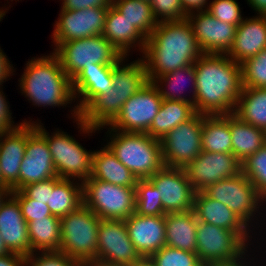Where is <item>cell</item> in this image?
Masks as SVG:
<instances>
[{
	"instance_id": "6da1fadb",
	"label": "cell",
	"mask_w": 266,
	"mask_h": 266,
	"mask_svg": "<svg viewBox=\"0 0 266 266\" xmlns=\"http://www.w3.org/2000/svg\"><path fill=\"white\" fill-rule=\"evenodd\" d=\"M197 113L227 115L234 112L242 91L241 65L226 54H203L195 63Z\"/></svg>"
},
{
	"instance_id": "ab89813d",
	"label": "cell",
	"mask_w": 266,
	"mask_h": 266,
	"mask_svg": "<svg viewBox=\"0 0 266 266\" xmlns=\"http://www.w3.org/2000/svg\"><path fill=\"white\" fill-rule=\"evenodd\" d=\"M242 86L266 88V48L241 64Z\"/></svg>"
},
{
	"instance_id": "94428289",
	"label": "cell",
	"mask_w": 266,
	"mask_h": 266,
	"mask_svg": "<svg viewBox=\"0 0 266 266\" xmlns=\"http://www.w3.org/2000/svg\"><path fill=\"white\" fill-rule=\"evenodd\" d=\"M0 186H5V185L2 183L1 172H0Z\"/></svg>"
},
{
	"instance_id": "d6986e66",
	"label": "cell",
	"mask_w": 266,
	"mask_h": 266,
	"mask_svg": "<svg viewBox=\"0 0 266 266\" xmlns=\"http://www.w3.org/2000/svg\"><path fill=\"white\" fill-rule=\"evenodd\" d=\"M186 19L190 23L196 41L203 53H228L235 38L236 25L217 20L207 11L191 13Z\"/></svg>"
},
{
	"instance_id": "7402d4cb",
	"label": "cell",
	"mask_w": 266,
	"mask_h": 266,
	"mask_svg": "<svg viewBox=\"0 0 266 266\" xmlns=\"http://www.w3.org/2000/svg\"><path fill=\"white\" fill-rule=\"evenodd\" d=\"M0 234L10 252L24 257L32 254L28 224L18 200L12 194L0 207Z\"/></svg>"
},
{
	"instance_id": "8992f818",
	"label": "cell",
	"mask_w": 266,
	"mask_h": 266,
	"mask_svg": "<svg viewBox=\"0 0 266 266\" xmlns=\"http://www.w3.org/2000/svg\"><path fill=\"white\" fill-rule=\"evenodd\" d=\"M100 221L84 204L61 217L60 251L76 262L88 263L95 260Z\"/></svg>"
},
{
	"instance_id": "9f6ffc18",
	"label": "cell",
	"mask_w": 266,
	"mask_h": 266,
	"mask_svg": "<svg viewBox=\"0 0 266 266\" xmlns=\"http://www.w3.org/2000/svg\"><path fill=\"white\" fill-rule=\"evenodd\" d=\"M10 251L8 250V248L6 247L4 241H3V238L0 234V256L2 255H6V254H9Z\"/></svg>"
},
{
	"instance_id": "52a82bcc",
	"label": "cell",
	"mask_w": 266,
	"mask_h": 266,
	"mask_svg": "<svg viewBox=\"0 0 266 266\" xmlns=\"http://www.w3.org/2000/svg\"><path fill=\"white\" fill-rule=\"evenodd\" d=\"M53 53L71 80L93 64L113 66L124 57L103 35L61 43Z\"/></svg>"
},
{
	"instance_id": "7c38bea8",
	"label": "cell",
	"mask_w": 266,
	"mask_h": 266,
	"mask_svg": "<svg viewBox=\"0 0 266 266\" xmlns=\"http://www.w3.org/2000/svg\"><path fill=\"white\" fill-rule=\"evenodd\" d=\"M203 114L195 113L179 124L161 140V150L166 167L184 168L202 152Z\"/></svg>"
},
{
	"instance_id": "9c48e42d",
	"label": "cell",
	"mask_w": 266,
	"mask_h": 266,
	"mask_svg": "<svg viewBox=\"0 0 266 266\" xmlns=\"http://www.w3.org/2000/svg\"><path fill=\"white\" fill-rule=\"evenodd\" d=\"M36 130L46 139L52 160L60 179L78 178L82 183L86 181L92 170V158L94 151H87L72 136L64 131L49 132L42 125L36 123Z\"/></svg>"
},
{
	"instance_id": "f1b7e54d",
	"label": "cell",
	"mask_w": 266,
	"mask_h": 266,
	"mask_svg": "<svg viewBox=\"0 0 266 266\" xmlns=\"http://www.w3.org/2000/svg\"><path fill=\"white\" fill-rule=\"evenodd\" d=\"M232 153L242 163L248 156L266 144V131L229 114Z\"/></svg>"
},
{
	"instance_id": "1f68e13d",
	"label": "cell",
	"mask_w": 266,
	"mask_h": 266,
	"mask_svg": "<svg viewBox=\"0 0 266 266\" xmlns=\"http://www.w3.org/2000/svg\"><path fill=\"white\" fill-rule=\"evenodd\" d=\"M233 114L266 131V88L243 87Z\"/></svg>"
},
{
	"instance_id": "816d5d0a",
	"label": "cell",
	"mask_w": 266,
	"mask_h": 266,
	"mask_svg": "<svg viewBox=\"0 0 266 266\" xmlns=\"http://www.w3.org/2000/svg\"><path fill=\"white\" fill-rule=\"evenodd\" d=\"M247 3L258 15L266 16V0H247Z\"/></svg>"
},
{
	"instance_id": "8d00e7d4",
	"label": "cell",
	"mask_w": 266,
	"mask_h": 266,
	"mask_svg": "<svg viewBox=\"0 0 266 266\" xmlns=\"http://www.w3.org/2000/svg\"><path fill=\"white\" fill-rule=\"evenodd\" d=\"M135 197V212L137 214L142 216H163L166 214L158 195V189L149 179H138L135 186Z\"/></svg>"
},
{
	"instance_id": "f907efd6",
	"label": "cell",
	"mask_w": 266,
	"mask_h": 266,
	"mask_svg": "<svg viewBox=\"0 0 266 266\" xmlns=\"http://www.w3.org/2000/svg\"><path fill=\"white\" fill-rule=\"evenodd\" d=\"M0 266H24V256L14 252L2 255L0 256Z\"/></svg>"
},
{
	"instance_id": "bcb514c9",
	"label": "cell",
	"mask_w": 266,
	"mask_h": 266,
	"mask_svg": "<svg viewBox=\"0 0 266 266\" xmlns=\"http://www.w3.org/2000/svg\"><path fill=\"white\" fill-rule=\"evenodd\" d=\"M9 103L6 101L5 95L0 88V136L6 132H9L13 129L18 128L24 122L14 125V121L11 119V111L8 105Z\"/></svg>"
},
{
	"instance_id": "484cf974",
	"label": "cell",
	"mask_w": 266,
	"mask_h": 266,
	"mask_svg": "<svg viewBox=\"0 0 266 266\" xmlns=\"http://www.w3.org/2000/svg\"><path fill=\"white\" fill-rule=\"evenodd\" d=\"M124 57L130 53V49L139 47L143 53L147 38L113 6L110 5L105 19L102 34ZM138 44H137V43ZM136 46H135V45Z\"/></svg>"
},
{
	"instance_id": "ac0fdd59",
	"label": "cell",
	"mask_w": 266,
	"mask_h": 266,
	"mask_svg": "<svg viewBox=\"0 0 266 266\" xmlns=\"http://www.w3.org/2000/svg\"><path fill=\"white\" fill-rule=\"evenodd\" d=\"M34 123H27V143L19 170V190L30 183L58 177L47 141L36 130Z\"/></svg>"
},
{
	"instance_id": "d4e9b609",
	"label": "cell",
	"mask_w": 266,
	"mask_h": 266,
	"mask_svg": "<svg viewBox=\"0 0 266 266\" xmlns=\"http://www.w3.org/2000/svg\"><path fill=\"white\" fill-rule=\"evenodd\" d=\"M266 48V16L246 18L236 27L235 38L226 54L242 64Z\"/></svg>"
},
{
	"instance_id": "44dd1931",
	"label": "cell",
	"mask_w": 266,
	"mask_h": 266,
	"mask_svg": "<svg viewBox=\"0 0 266 266\" xmlns=\"http://www.w3.org/2000/svg\"><path fill=\"white\" fill-rule=\"evenodd\" d=\"M0 136V172L2 183L12 191L19 190V170L25 156L27 123Z\"/></svg>"
},
{
	"instance_id": "2e32d148",
	"label": "cell",
	"mask_w": 266,
	"mask_h": 266,
	"mask_svg": "<svg viewBox=\"0 0 266 266\" xmlns=\"http://www.w3.org/2000/svg\"><path fill=\"white\" fill-rule=\"evenodd\" d=\"M184 170L194 190L202 192L215 182L240 173L241 162L233 153L202 151L196 159L184 167Z\"/></svg>"
},
{
	"instance_id": "f546056e",
	"label": "cell",
	"mask_w": 266,
	"mask_h": 266,
	"mask_svg": "<svg viewBox=\"0 0 266 266\" xmlns=\"http://www.w3.org/2000/svg\"><path fill=\"white\" fill-rule=\"evenodd\" d=\"M195 113L191 103L163 100L147 133L152 138L161 140L172 129L189 120Z\"/></svg>"
},
{
	"instance_id": "c3c4849f",
	"label": "cell",
	"mask_w": 266,
	"mask_h": 266,
	"mask_svg": "<svg viewBox=\"0 0 266 266\" xmlns=\"http://www.w3.org/2000/svg\"><path fill=\"white\" fill-rule=\"evenodd\" d=\"M180 4L186 16L191 13L207 11L208 9L207 0H180Z\"/></svg>"
},
{
	"instance_id": "6f0895ef",
	"label": "cell",
	"mask_w": 266,
	"mask_h": 266,
	"mask_svg": "<svg viewBox=\"0 0 266 266\" xmlns=\"http://www.w3.org/2000/svg\"><path fill=\"white\" fill-rule=\"evenodd\" d=\"M132 266H155L149 258H142L137 264Z\"/></svg>"
},
{
	"instance_id": "ffe728a7",
	"label": "cell",
	"mask_w": 266,
	"mask_h": 266,
	"mask_svg": "<svg viewBox=\"0 0 266 266\" xmlns=\"http://www.w3.org/2000/svg\"><path fill=\"white\" fill-rule=\"evenodd\" d=\"M124 222L129 238L142 258H149L166 245L165 215L142 216L135 212Z\"/></svg>"
},
{
	"instance_id": "83f0119b",
	"label": "cell",
	"mask_w": 266,
	"mask_h": 266,
	"mask_svg": "<svg viewBox=\"0 0 266 266\" xmlns=\"http://www.w3.org/2000/svg\"><path fill=\"white\" fill-rule=\"evenodd\" d=\"M90 177L125 187H135L138 181L137 177L116 158L107 145L94 151Z\"/></svg>"
},
{
	"instance_id": "4fadbf2b",
	"label": "cell",
	"mask_w": 266,
	"mask_h": 266,
	"mask_svg": "<svg viewBox=\"0 0 266 266\" xmlns=\"http://www.w3.org/2000/svg\"><path fill=\"white\" fill-rule=\"evenodd\" d=\"M163 99L151 81L131 96L108 129L123 132L147 133Z\"/></svg>"
},
{
	"instance_id": "db71d44e",
	"label": "cell",
	"mask_w": 266,
	"mask_h": 266,
	"mask_svg": "<svg viewBox=\"0 0 266 266\" xmlns=\"http://www.w3.org/2000/svg\"><path fill=\"white\" fill-rule=\"evenodd\" d=\"M86 264L87 266H123V265L110 264L101 260H92Z\"/></svg>"
},
{
	"instance_id": "ba28073f",
	"label": "cell",
	"mask_w": 266,
	"mask_h": 266,
	"mask_svg": "<svg viewBox=\"0 0 266 266\" xmlns=\"http://www.w3.org/2000/svg\"><path fill=\"white\" fill-rule=\"evenodd\" d=\"M135 187L89 177L83 182V204L100 219L125 220L135 213Z\"/></svg>"
},
{
	"instance_id": "b9f144b4",
	"label": "cell",
	"mask_w": 266,
	"mask_h": 266,
	"mask_svg": "<svg viewBox=\"0 0 266 266\" xmlns=\"http://www.w3.org/2000/svg\"><path fill=\"white\" fill-rule=\"evenodd\" d=\"M150 4L158 23L183 21L187 17L182 9L180 0H150Z\"/></svg>"
},
{
	"instance_id": "7bdbcfd3",
	"label": "cell",
	"mask_w": 266,
	"mask_h": 266,
	"mask_svg": "<svg viewBox=\"0 0 266 266\" xmlns=\"http://www.w3.org/2000/svg\"><path fill=\"white\" fill-rule=\"evenodd\" d=\"M12 195L18 200L22 215L27 222L52 215L47 204L29 198L22 190L12 191Z\"/></svg>"
},
{
	"instance_id": "7dc6e473",
	"label": "cell",
	"mask_w": 266,
	"mask_h": 266,
	"mask_svg": "<svg viewBox=\"0 0 266 266\" xmlns=\"http://www.w3.org/2000/svg\"><path fill=\"white\" fill-rule=\"evenodd\" d=\"M62 9L80 10L90 7H109L113 0H62Z\"/></svg>"
},
{
	"instance_id": "d590c367",
	"label": "cell",
	"mask_w": 266,
	"mask_h": 266,
	"mask_svg": "<svg viewBox=\"0 0 266 266\" xmlns=\"http://www.w3.org/2000/svg\"><path fill=\"white\" fill-rule=\"evenodd\" d=\"M112 5L146 38H148L158 22L151 8L150 1L113 0Z\"/></svg>"
},
{
	"instance_id": "60d3db41",
	"label": "cell",
	"mask_w": 266,
	"mask_h": 266,
	"mask_svg": "<svg viewBox=\"0 0 266 266\" xmlns=\"http://www.w3.org/2000/svg\"><path fill=\"white\" fill-rule=\"evenodd\" d=\"M207 12L217 20L236 26L244 19L236 0H213L209 3Z\"/></svg>"
},
{
	"instance_id": "f35d334b",
	"label": "cell",
	"mask_w": 266,
	"mask_h": 266,
	"mask_svg": "<svg viewBox=\"0 0 266 266\" xmlns=\"http://www.w3.org/2000/svg\"><path fill=\"white\" fill-rule=\"evenodd\" d=\"M149 259L155 266H205L197 253L180 250L165 245L153 253Z\"/></svg>"
},
{
	"instance_id": "603a6c76",
	"label": "cell",
	"mask_w": 266,
	"mask_h": 266,
	"mask_svg": "<svg viewBox=\"0 0 266 266\" xmlns=\"http://www.w3.org/2000/svg\"><path fill=\"white\" fill-rule=\"evenodd\" d=\"M113 66L93 64L88 69H82L72 79L74 98L82 97L71 113L74 120L78 119L80 112L99 94H104L112 89Z\"/></svg>"
},
{
	"instance_id": "e575fe53",
	"label": "cell",
	"mask_w": 266,
	"mask_h": 266,
	"mask_svg": "<svg viewBox=\"0 0 266 266\" xmlns=\"http://www.w3.org/2000/svg\"><path fill=\"white\" fill-rule=\"evenodd\" d=\"M188 76V78H185ZM190 79L192 90L190 92H193V96L189 99L186 98L184 95H181L184 91V87H181L184 80ZM156 88L159 91L160 97L163 100L168 101H182V102H188L193 105L195 100V89H196V73H195V67L194 64L188 65L184 68L177 69L176 71L167 73L165 75H160L156 78H154L152 81ZM185 82V81H184ZM158 83H161L160 85ZM164 83V84H163ZM189 83V82H188ZM186 84V83H184ZM183 84V85H184ZM181 85V86H179ZM162 86V87H161ZM164 86H168L167 88L170 90H167V88H163ZM179 88V89H178Z\"/></svg>"
},
{
	"instance_id": "3957f363",
	"label": "cell",
	"mask_w": 266,
	"mask_h": 266,
	"mask_svg": "<svg viewBox=\"0 0 266 266\" xmlns=\"http://www.w3.org/2000/svg\"><path fill=\"white\" fill-rule=\"evenodd\" d=\"M124 60L125 57L113 65L112 89L97 95L75 120L78 128L88 133V136L109 126L122 110L123 104L148 82L142 58L127 65L122 64Z\"/></svg>"
},
{
	"instance_id": "277c9868",
	"label": "cell",
	"mask_w": 266,
	"mask_h": 266,
	"mask_svg": "<svg viewBox=\"0 0 266 266\" xmlns=\"http://www.w3.org/2000/svg\"><path fill=\"white\" fill-rule=\"evenodd\" d=\"M50 54L28 61L19 80L21 93L38 107L65 106L75 99L72 80L62 68L59 58L54 53Z\"/></svg>"
},
{
	"instance_id": "f5cc1de1",
	"label": "cell",
	"mask_w": 266,
	"mask_h": 266,
	"mask_svg": "<svg viewBox=\"0 0 266 266\" xmlns=\"http://www.w3.org/2000/svg\"><path fill=\"white\" fill-rule=\"evenodd\" d=\"M12 194V189L8 186H0V207Z\"/></svg>"
},
{
	"instance_id": "74e56055",
	"label": "cell",
	"mask_w": 266,
	"mask_h": 266,
	"mask_svg": "<svg viewBox=\"0 0 266 266\" xmlns=\"http://www.w3.org/2000/svg\"><path fill=\"white\" fill-rule=\"evenodd\" d=\"M241 172L266 202V144L241 163Z\"/></svg>"
},
{
	"instance_id": "cb8c5ba5",
	"label": "cell",
	"mask_w": 266,
	"mask_h": 266,
	"mask_svg": "<svg viewBox=\"0 0 266 266\" xmlns=\"http://www.w3.org/2000/svg\"><path fill=\"white\" fill-rule=\"evenodd\" d=\"M193 210L197 220L236 232L249 243L250 226L225 204L208 197L203 191L195 193Z\"/></svg>"
},
{
	"instance_id": "ee69618b",
	"label": "cell",
	"mask_w": 266,
	"mask_h": 266,
	"mask_svg": "<svg viewBox=\"0 0 266 266\" xmlns=\"http://www.w3.org/2000/svg\"><path fill=\"white\" fill-rule=\"evenodd\" d=\"M75 263L61 251L41 252V255L36 252L24 257V266H73Z\"/></svg>"
},
{
	"instance_id": "d6a6232c",
	"label": "cell",
	"mask_w": 266,
	"mask_h": 266,
	"mask_svg": "<svg viewBox=\"0 0 266 266\" xmlns=\"http://www.w3.org/2000/svg\"><path fill=\"white\" fill-rule=\"evenodd\" d=\"M27 224L32 253L60 251L61 223L59 217L51 215L35 219Z\"/></svg>"
},
{
	"instance_id": "e0dca14e",
	"label": "cell",
	"mask_w": 266,
	"mask_h": 266,
	"mask_svg": "<svg viewBox=\"0 0 266 266\" xmlns=\"http://www.w3.org/2000/svg\"><path fill=\"white\" fill-rule=\"evenodd\" d=\"M149 180L158 189L166 213L193 210L196 191L188 181L184 168L164 166Z\"/></svg>"
},
{
	"instance_id": "680465c9",
	"label": "cell",
	"mask_w": 266,
	"mask_h": 266,
	"mask_svg": "<svg viewBox=\"0 0 266 266\" xmlns=\"http://www.w3.org/2000/svg\"><path fill=\"white\" fill-rule=\"evenodd\" d=\"M5 13H6V10L4 11V10L0 9V21L6 15Z\"/></svg>"
},
{
	"instance_id": "30bf717a",
	"label": "cell",
	"mask_w": 266,
	"mask_h": 266,
	"mask_svg": "<svg viewBox=\"0 0 266 266\" xmlns=\"http://www.w3.org/2000/svg\"><path fill=\"white\" fill-rule=\"evenodd\" d=\"M247 246L236 232L197 220L196 253L205 266L236 262Z\"/></svg>"
},
{
	"instance_id": "91938a15",
	"label": "cell",
	"mask_w": 266,
	"mask_h": 266,
	"mask_svg": "<svg viewBox=\"0 0 266 266\" xmlns=\"http://www.w3.org/2000/svg\"><path fill=\"white\" fill-rule=\"evenodd\" d=\"M73 266H87V264L83 262H76Z\"/></svg>"
},
{
	"instance_id": "4dcf8cb0",
	"label": "cell",
	"mask_w": 266,
	"mask_h": 266,
	"mask_svg": "<svg viewBox=\"0 0 266 266\" xmlns=\"http://www.w3.org/2000/svg\"><path fill=\"white\" fill-rule=\"evenodd\" d=\"M202 151L232 153L229 114L203 115Z\"/></svg>"
},
{
	"instance_id": "9a60e30c",
	"label": "cell",
	"mask_w": 266,
	"mask_h": 266,
	"mask_svg": "<svg viewBox=\"0 0 266 266\" xmlns=\"http://www.w3.org/2000/svg\"><path fill=\"white\" fill-rule=\"evenodd\" d=\"M109 7H90L80 10L61 9L54 25L52 39L54 47L61 43L86 37L102 35Z\"/></svg>"
},
{
	"instance_id": "8fae6325",
	"label": "cell",
	"mask_w": 266,
	"mask_h": 266,
	"mask_svg": "<svg viewBox=\"0 0 266 266\" xmlns=\"http://www.w3.org/2000/svg\"><path fill=\"white\" fill-rule=\"evenodd\" d=\"M203 192L208 197L225 204L248 226L251 225L249 223L256 215L255 212L258 213L259 206L265 201L242 172L215 182Z\"/></svg>"
},
{
	"instance_id": "681fc988",
	"label": "cell",
	"mask_w": 266,
	"mask_h": 266,
	"mask_svg": "<svg viewBox=\"0 0 266 266\" xmlns=\"http://www.w3.org/2000/svg\"><path fill=\"white\" fill-rule=\"evenodd\" d=\"M12 70L13 66L10 64V61L0 47V85L6 82L8 77L12 76L11 73L14 72V70Z\"/></svg>"
},
{
	"instance_id": "4316f807",
	"label": "cell",
	"mask_w": 266,
	"mask_h": 266,
	"mask_svg": "<svg viewBox=\"0 0 266 266\" xmlns=\"http://www.w3.org/2000/svg\"><path fill=\"white\" fill-rule=\"evenodd\" d=\"M166 245L194 252L197 249V216L194 210L166 213Z\"/></svg>"
},
{
	"instance_id": "5bb4252c",
	"label": "cell",
	"mask_w": 266,
	"mask_h": 266,
	"mask_svg": "<svg viewBox=\"0 0 266 266\" xmlns=\"http://www.w3.org/2000/svg\"><path fill=\"white\" fill-rule=\"evenodd\" d=\"M142 257L129 238L124 220L101 219L98 229L97 257L110 264L132 266Z\"/></svg>"
},
{
	"instance_id": "7a4b0ae2",
	"label": "cell",
	"mask_w": 266,
	"mask_h": 266,
	"mask_svg": "<svg viewBox=\"0 0 266 266\" xmlns=\"http://www.w3.org/2000/svg\"><path fill=\"white\" fill-rule=\"evenodd\" d=\"M143 54L147 78L152 81L160 75L194 64L204 53L185 19L158 23L145 42Z\"/></svg>"
},
{
	"instance_id": "5b68a950",
	"label": "cell",
	"mask_w": 266,
	"mask_h": 266,
	"mask_svg": "<svg viewBox=\"0 0 266 266\" xmlns=\"http://www.w3.org/2000/svg\"><path fill=\"white\" fill-rule=\"evenodd\" d=\"M110 130L111 141L106 145L137 179H149L165 166L160 140L148 133Z\"/></svg>"
},
{
	"instance_id": "f6af8a7d",
	"label": "cell",
	"mask_w": 266,
	"mask_h": 266,
	"mask_svg": "<svg viewBox=\"0 0 266 266\" xmlns=\"http://www.w3.org/2000/svg\"><path fill=\"white\" fill-rule=\"evenodd\" d=\"M59 177L46 179L43 181L30 183L24 186L21 190L31 199L40 201L43 204L49 202L50 191H53V187L60 181Z\"/></svg>"
},
{
	"instance_id": "11a10c76",
	"label": "cell",
	"mask_w": 266,
	"mask_h": 266,
	"mask_svg": "<svg viewBox=\"0 0 266 266\" xmlns=\"http://www.w3.org/2000/svg\"><path fill=\"white\" fill-rule=\"evenodd\" d=\"M246 256H244L243 258L240 259V261H236V262H232V263H225V264H220V265H213V266H249L247 265L245 262L246 260H242L245 259Z\"/></svg>"
},
{
	"instance_id": "836d02e7",
	"label": "cell",
	"mask_w": 266,
	"mask_h": 266,
	"mask_svg": "<svg viewBox=\"0 0 266 266\" xmlns=\"http://www.w3.org/2000/svg\"><path fill=\"white\" fill-rule=\"evenodd\" d=\"M83 204V183L61 179L50 191L47 203L52 215L59 218L77 210Z\"/></svg>"
}]
</instances>
